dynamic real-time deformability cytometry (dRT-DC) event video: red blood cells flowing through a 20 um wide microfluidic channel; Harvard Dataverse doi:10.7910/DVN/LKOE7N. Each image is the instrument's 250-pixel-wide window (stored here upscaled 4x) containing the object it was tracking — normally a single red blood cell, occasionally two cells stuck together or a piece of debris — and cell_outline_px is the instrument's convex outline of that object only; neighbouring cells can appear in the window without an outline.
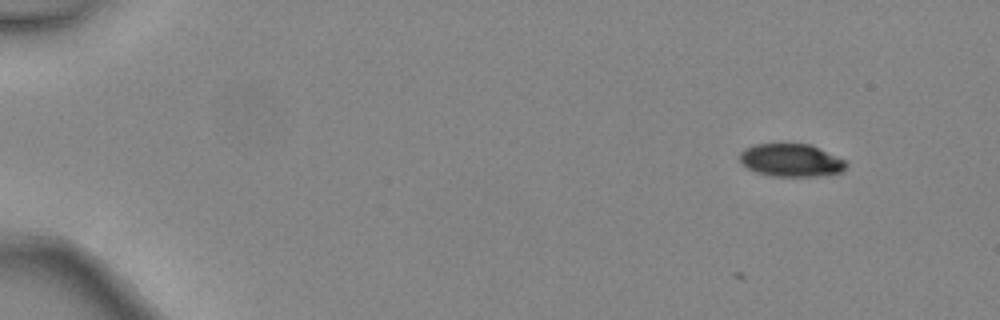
{"species": "common noctule bat (a hibernating species)", "species_latin": "Nyctalus noctula", "temperature_condition": "warm", "stored_images_in_passage": 4, "camera_frame_rate_fps": 3000, "um_per_image_px": 0.085, "animal": {"sex": "female", "body_mass_g": 24.6, "forearm_length_mm": 56.2}, "frame": {"image": 1, "passage_image": 2, "time_ms": 0.333, "image_size_px": [1000, 320], "cell_outline_px": [[848, 164], [844, 172], [824, 176], [772, 176], [756, 172], [748, 168], [740, 160], [740, 152], [744, 148], [752, 144], [812, 144], [848, 160]], "centroid_in_image_um": [67.33, 13.62], "position_along_channel_um": 17.7, "area_um2": 20.81}}